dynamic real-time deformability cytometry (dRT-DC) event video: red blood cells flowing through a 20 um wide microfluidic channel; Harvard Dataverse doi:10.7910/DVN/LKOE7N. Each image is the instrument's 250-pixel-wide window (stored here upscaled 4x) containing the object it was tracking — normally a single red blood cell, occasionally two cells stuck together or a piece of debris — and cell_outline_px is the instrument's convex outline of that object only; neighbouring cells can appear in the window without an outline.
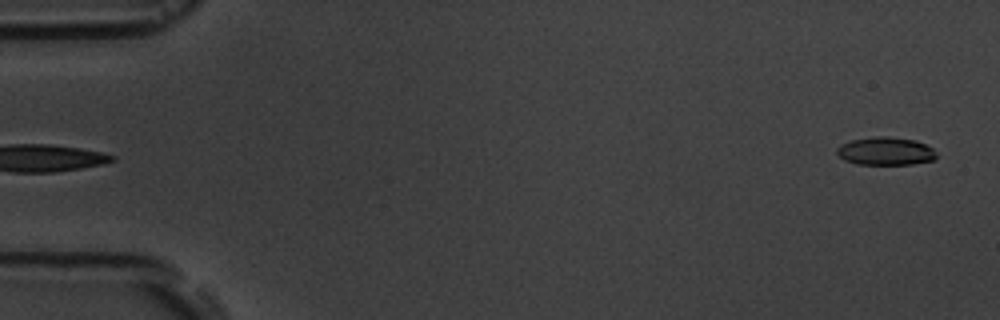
{"species": "common noctule bat (a hibernating species)", "species_latin": "Nyctalus noctula", "temperature_condition": "room temperature", "stored_images_in_passage": 5, "segment_of_instrument_passage": [2, 2], "camera_frame_rate_fps": 3000, "um_per_image_px": 0.085, "animal": {"sex": "male", "body_mass_g": 19.5, "forearm_length_mm": 54.6}, "frame": {"image": 1, "passage_image": 5, "time_ms": 5.333, "image_size_px": [1000, 320], "cell_outline_px": [[936, 160], [912, 164], [856, 164], [844, 160], [836, 152], [836, 148], [840, 144], [852, 140], [876, 136], [888, 136], [916, 140], [932, 148], [936, 152]], "centroid_in_image_um": [75.28, 12.85], "position_along_channel_um": 9.7, "area_um2": 16.36}}